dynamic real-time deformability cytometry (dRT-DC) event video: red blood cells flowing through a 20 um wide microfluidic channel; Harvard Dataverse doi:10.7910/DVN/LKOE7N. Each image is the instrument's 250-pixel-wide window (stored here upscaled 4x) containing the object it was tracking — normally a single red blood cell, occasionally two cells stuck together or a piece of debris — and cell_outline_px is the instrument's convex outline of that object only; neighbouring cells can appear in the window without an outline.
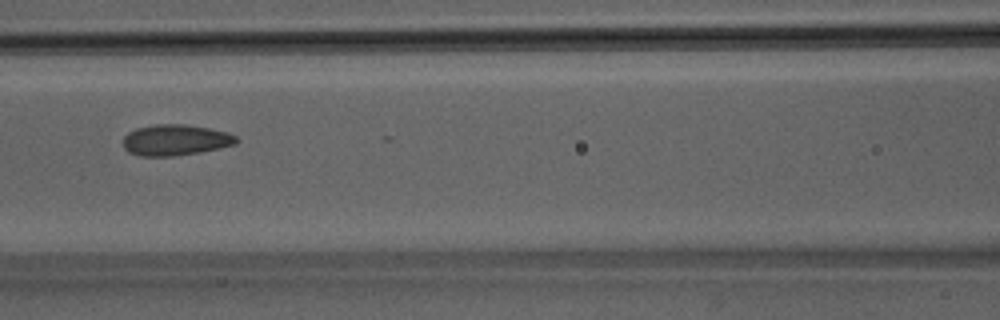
{"species": "Egyptian fruit bat (a non-hibernating species)", "species_latin": "Rousettus aegyptiacus", "temperature_condition": "room temperature", "stored_images_in_passage": 12, "camera_frame_rate_fps": 3000, "um_per_image_px": 0.085, "animal": {"sex": "male"}, "frame": {"image": 1, "passage_image": 10, "time_ms": 3.0, "image_size_px": [1000, 320], "cell_outline_px": [[240, 140], [236, 144], [220, 148], [200, 152], [172, 156], [140, 156], [128, 152], [124, 148], [124, 136], [128, 132], [136, 128], [156, 124], [184, 124], [208, 128], [228, 132], [236, 136]], "centroid_in_image_um": [14.92, 11.9], "position_along_channel_um": 151.7, "area_um2": 20.52}}